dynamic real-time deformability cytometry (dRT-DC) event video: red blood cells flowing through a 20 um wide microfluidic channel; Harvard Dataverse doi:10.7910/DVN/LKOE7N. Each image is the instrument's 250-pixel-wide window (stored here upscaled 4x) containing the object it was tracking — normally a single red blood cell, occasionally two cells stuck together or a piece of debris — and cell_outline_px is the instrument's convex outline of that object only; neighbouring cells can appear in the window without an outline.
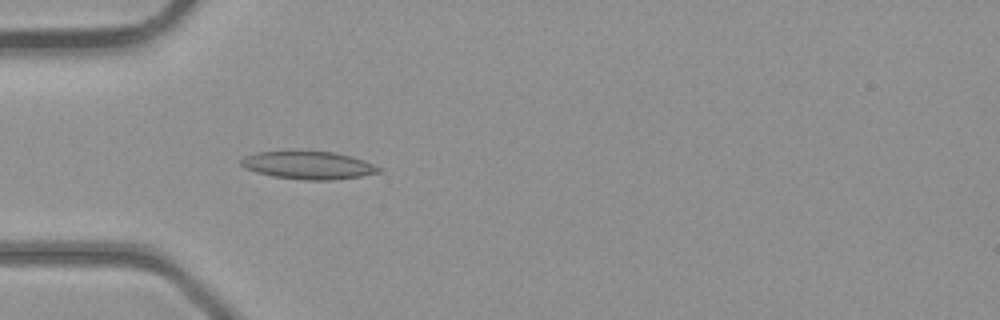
{"species": "common noctule bat (a hibernating species)", "species_latin": "Nyctalus noctula", "temperature_condition": "room temperature", "stored_images_in_passage": 37, "camera_frame_rate_fps": 3000, "um_per_image_px": 0.085, "animal": {"sex": "male", "body_mass_g": 23.1, "forearm_length_mm": 52.7}, "frame": {"image": 1, "passage_image": 9, "time_ms": 2.667, "image_size_px": [1000, 320], "cell_outline_px": [[384, 172], [360, 176], [328, 180], [304, 180], [272, 176], [256, 172], [244, 168], [240, 164], [240, 160], [244, 156], [256, 152], [288, 148], [304, 148], [336, 152], [352, 156], [364, 160], [384, 168]], "centroid_in_image_um": [26.19, 13.98], "position_along_channel_um": 58.8, "area_um2": 23.76}}
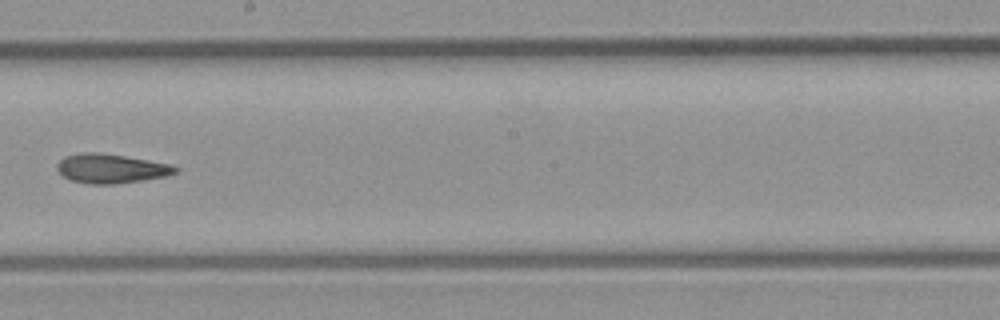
{"frame": {"image": 2, "passage_image": 20, "time_ms": 6.333, "image_size_px": [1000, 320], "cell_outline_px": [[180, 168], [176, 172], [164, 176], [116, 184], [88, 184], [72, 180], [64, 176], [56, 168], [56, 164], [64, 156], [80, 152], [100, 152], [148, 160], [168, 164]], "centroid_in_image_um": [9.38, 14.31], "position_along_channel_um": 238.8, "area_um2": 20.0}}
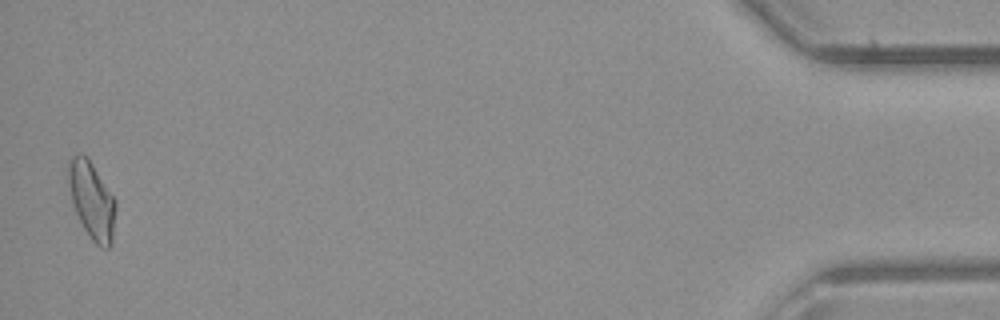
{"frame": {"image": 3, "passage_image": 37, "time_ms": 12.0, "image_size_px": [1000, 320], "cell_outline_px": [[116, 208], [112, 240], [108, 248], [100, 248], [92, 240], [84, 228], [76, 212], [72, 200], [68, 184], [68, 160], [72, 156], [80, 152], [92, 164], [116, 200]], "centroid_in_image_um": [7.8, 17.03], "position_along_channel_um": 427.4, "area_um2": 20.98}}